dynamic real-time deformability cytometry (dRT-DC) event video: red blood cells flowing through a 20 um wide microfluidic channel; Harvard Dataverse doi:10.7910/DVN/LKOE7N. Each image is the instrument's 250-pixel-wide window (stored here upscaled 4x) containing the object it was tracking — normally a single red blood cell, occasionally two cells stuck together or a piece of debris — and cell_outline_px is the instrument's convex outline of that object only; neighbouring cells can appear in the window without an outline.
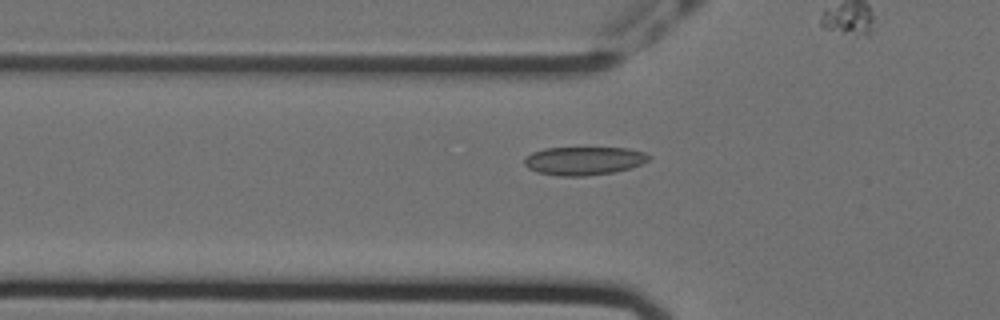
{"species": "Egyptian fruit bat (a non-hibernating species)", "species_latin": "Rousettus aegyptiacus", "temperature_condition": "cold", "stored_images_in_passage": 50, "segment_of_instrument_passage": [1, 2], "camera_frame_rate_fps": 3000, "um_per_image_px": 0.085, "animal": {"sex": "female"}, "frame": {"image": 1, "passage_image": 17, "time_ms": 5.333, "image_size_px": [1000, 320], "cell_outline_px": [[652, 156], [648, 160], [640, 164], [628, 168], [612, 172], [584, 176], [556, 176], [536, 172], [528, 168], [524, 164], [524, 160], [532, 152], [544, 148], [628, 148], [644, 152]], "centroid_in_image_um": [49.6, 13.66], "position_along_channel_um": 76.2, "area_um2": 20.46}}
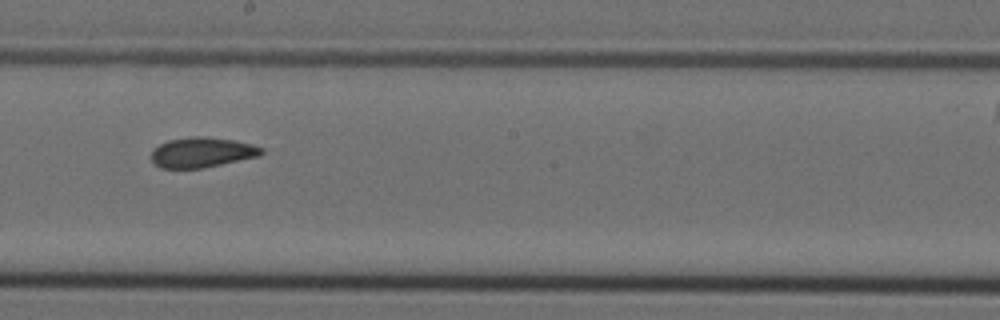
{"frame": {"image": 2, "passage_image": 30, "time_ms": 9.667, "image_size_px": [1000, 320], "cell_outline_px": [[264, 152], [260, 156], [200, 168], [160, 168], [152, 160], [152, 148], [168, 140], [192, 136], [208, 136], [232, 140], [252, 144], [264, 148]], "centroid_in_image_um": [17.17, 12.94], "position_along_channel_um": 231.0, "area_um2": 19.31}}
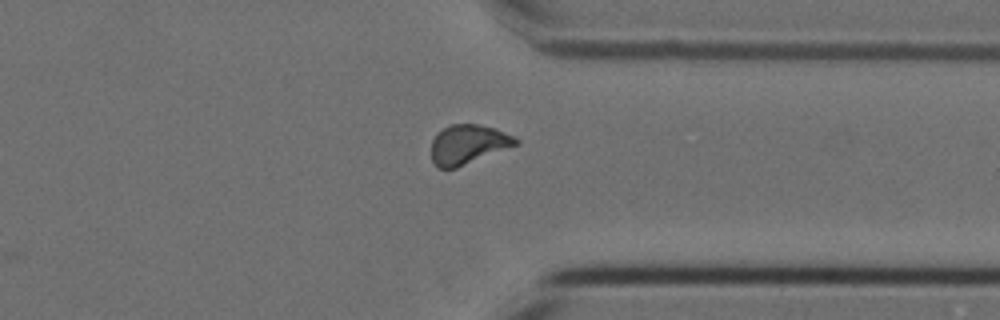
{"frame": {"image": 3, "passage_image": 42, "time_ms": 13.667, "image_size_px": [1000, 320], "cell_outline_px": [[520, 144], [456, 168], [436, 168], [432, 160], [432, 140], [436, 132], [452, 124], [476, 124], [496, 128], [516, 136], [520, 140]], "centroid_in_image_um": [39.82, 12.27], "position_along_channel_um": 371.6, "area_um2": 19.65}}